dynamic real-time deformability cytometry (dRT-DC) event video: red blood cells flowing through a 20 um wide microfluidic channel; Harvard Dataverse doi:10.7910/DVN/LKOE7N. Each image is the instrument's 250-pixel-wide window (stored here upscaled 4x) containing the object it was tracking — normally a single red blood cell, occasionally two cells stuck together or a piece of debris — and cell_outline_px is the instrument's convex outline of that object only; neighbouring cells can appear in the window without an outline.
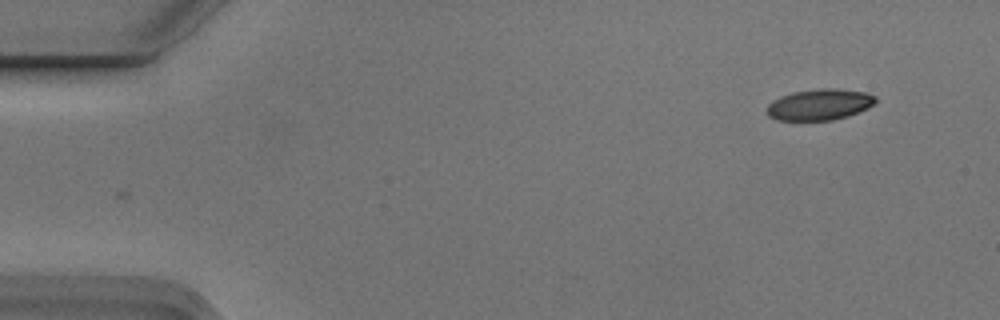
{"species": "Egyptian fruit bat (a non-hibernating species)", "species_latin": "Rousettus aegyptiacus", "temperature_condition": "cold", "stored_images_in_passage": 4, "camera_frame_rate_fps": 3000, "um_per_image_px": 0.085, "animal": {"sex": "male"}, "frame": {"image": 1, "passage_image": 1, "time_ms": 0.0, "image_size_px": [1000, 320], "cell_outline_px": [[876, 100], [868, 108], [848, 116], [832, 120], [776, 120], [768, 116], [768, 104], [772, 100], [780, 96], [792, 92], [820, 88], [836, 88], [868, 92], [876, 96]], "centroid_in_image_um": [69.67, 8.87], "position_along_channel_um": 15.3, "area_um2": 19.83}}
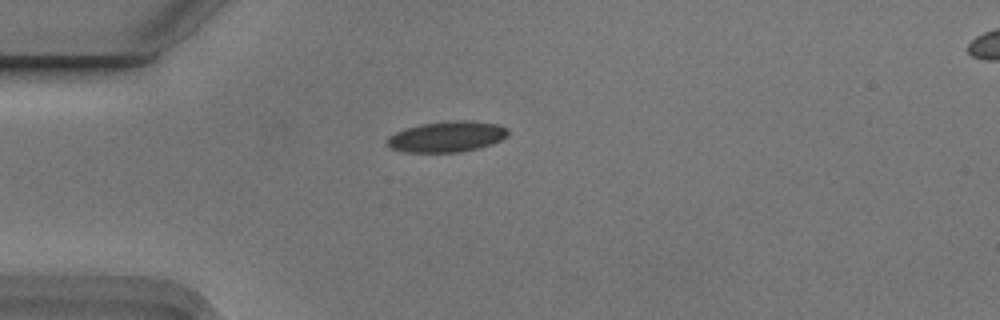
{"frame": {"image": 2, "passage_image": 4, "time_ms": 1.0, "image_size_px": [1000, 320], "cell_outline_px": [[508, 136], [492, 144], [460, 152], [404, 152], [392, 148], [388, 144], [388, 136], [396, 132], [420, 124], [456, 120], [468, 120], [496, 124], [508, 128]], "centroid_in_image_um": [38.01, 11.61], "position_along_channel_um": 47.0, "area_um2": 21.44}}